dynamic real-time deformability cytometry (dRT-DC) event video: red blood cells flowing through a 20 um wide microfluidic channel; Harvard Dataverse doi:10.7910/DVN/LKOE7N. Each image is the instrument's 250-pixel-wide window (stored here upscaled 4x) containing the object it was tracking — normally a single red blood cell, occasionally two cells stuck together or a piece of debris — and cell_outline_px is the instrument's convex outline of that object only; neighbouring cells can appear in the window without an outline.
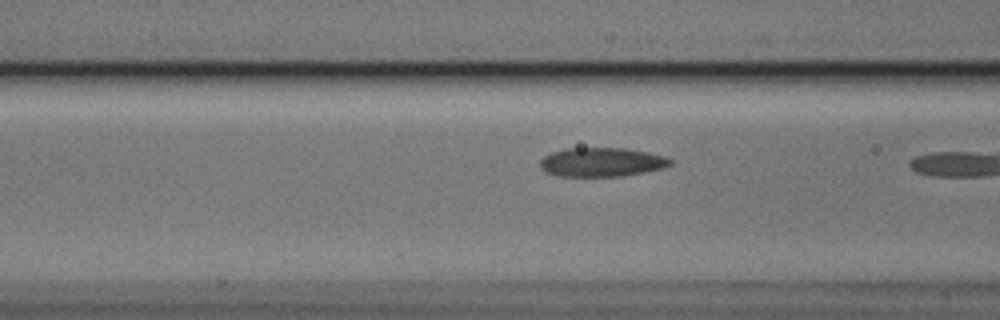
{"species": "Egyptian fruit bat (a non-hibernating species)", "species_latin": "Rousettus aegyptiacus", "temperature_condition": "cold", "stored_images_in_passage": 13, "camera_frame_rate_fps": 3000, "um_per_image_px": 0.085, "animal": {"sex": "male"}, "frame": {"image": 1, "passage_image": 11, "time_ms": 3.333, "image_size_px": [1000, 320], "cell_outline_px": [[672, 164], [664, 168], [644, 172], [620, 176], [556, 176], [544, 172], [540, 168], [540, 160], [544, 156], [552, 152], [568, 148], [624, 148], [648, 152], [664, 156], [672, 160]], "centroid_in_image_um": [51.12, 13.78], "position_along_channel_um": 115.5, "area_um2": 22.08}}